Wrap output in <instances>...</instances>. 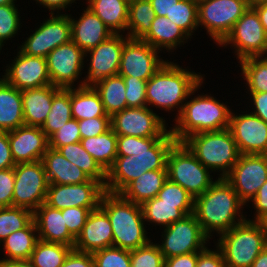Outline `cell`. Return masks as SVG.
Returning <instances> with one entry per match:
<instances>
[{
  "label": "cell",
  "instance_id": "obj_1",
  "mask_svg": "<svg viewBox=\"0 0 267 267\" xmlns=\"http://www.w3.org/2000/svg\"><path fill=\"white\" fill-rule=\"evenodd\" d=\"M244 205L225 178H218L207 191L194 198L193 214L210 238L212 231L221 234L245 221L240 210Z\"/></svg>",
  "mask_w": 267,
  "mask_h": 267
},
{
  "label": "cell",
  "instance_id": "obj_2",
  "mask_svg": "<svg viewBox=\"0 0 267 267\" xmlns=\"http://www.w3.org/2000/svg\"><path fill=\"white\" fill-rule=\"evenodd\" d=\"M203 79L201 75L189 72L176 65V63L174 64L167 60L147 81V106L154 105L155 107L166 109V111L176 107V109H179L177 111L178 117L187 97L189 98L199 89Z\"/></svg>",
  "mask_w": 267,
  "mask_h": 267
},
{
  "label": "cell",
  "instance_id": "obj_3",
  "mask_svg": "<svg viewBox=\"0 0 267 267\" xmlns=\"http://www.w3.org/2000/svg\"><path fill=\"white\" fill-rule=\"evenodd\" d=\"M99 206L109 217L113 246L133 250L148 244L140 204L124 199L120 194L104 192Z\"/></svg>",
  "mask_w": 267,
  "mask_h": 267
},
{
  "label": "cell",
  "instance_id": "obj_4",
  "mask_svg": "<svg viewBox=\"0 0 267 267\" xmlns=\"http://www.w3.org/2000/svg\"><path fill=\"white\" fill-rule=\"evenodd\" d=\"M231 110L214 97L199 95L184 103L177 117L176 126L170 131L176 142L187 137L207 131H219L229 128Z\"/></svg>",
  "mask_w": 267,
  "mask_h": 267
},
{
  "label": "cell",
  "instance_id": "obj_5",
  "mask_svg": "<svg viewBox=\"0 0 267 267\" xmlns=\"http://www.w3.org/2000/svg\"><path fill=\"white\" fill-rule=\"evenodd\" d=\"M209 170L222 171L225 178L241 155L229 128L193 134L182 141Z\"/></svg>",
  "mask_w": 267,
  "mask_h": 267
},
{
  "label": "cell",
  "instance_id": "obj_6",
  "mask_svg": "<svg viewBox=\"0 0 267 267\" xmlns=\"http://www.w3.org/2000/svg\"><path fill=\"white\" fill-rule=\"evenodd\" d=\"M217 247L227 267H250L267 246L262 222L245 220L220 235Z\"/></svg>",
  "mask_w": 267,
  "mask_h": 267
},
{
  "label": "cell",
  "instance_id": "obj_7",
  "mask_svg": "<svg viewBox=\"0 0 267 267\" xmlns=\"http://www.w3.org/2000/svg\"><path fill=\"white\" fill-rule=\"evenodd\" d=\"M167 177L194 198L202 195L214 183L209 170L182 143L176 142L166 160Z\"/></svg>",
  "mask_w": 267,
  "mask_h": 267
},
{
  "label": "cell",
  "instance_id": "obj_8",
  "mask_svg": "<svg viewBox=\"0 0 267 267\" xmlns=\"http://www.w3.org/2000/svg\"><path fill=\"white\" fill-rule=\"evenodd\" d=\"M198 26L220 44L248 10V0H198Z\"/></svg>",
  "mask_w": 267,
  "mask_h": 267
},
{
  "label": "cell",
  "instance_id": "obj_9",
  "mask_svg": "<svg viewBox=\"0 0 267 267\" xmlns=\"http://www.w3.org/2000/svg\"><path fill=\"white\" fill-rule=\"evenodd\" d=\"M14 173L13 206L34 212L45 203L49 186L42 160L17 163Z\"/></svg>",
  "mask_w": 267,
  "mask_h": 267
},
{
  "label": "cell",
  "instance_id": "obj_10",
  "mask_svg": "<svg viewBox=\"0 0 267 267\" xmlns=\"http://www.w3.org/2000/svg\"><path fill=\"white\" fill-rule=\"evenodd\" d=\"M232 44L239 61L267 54V33L257 12L249 7L235 23L231 32L219 44Z\"/></svg>",
  "mask_w": 267,
  "mask_h": 267
},
{
  "label": "cell",
  "instance_id": "obj_11",
  "mask_svg": "<svg viewBox=\"0 0 267 267\" xmlns=\"http://www.w3.org/2000/svg\"><path fill=\"white\" fill-rule=\"evenodd\" d=\"M162 235V245H157L164 259L199 252L206 247V241H209L193 213L165 227Z\"/></svg>",
  "mask_w": 267,
  "mask_h": 267
},
{
  "label": "cell",
  "instance_id": "obj_12",
  "mask_svg": "<svg viewBox=\"0 0 267 267\" xmlns=\"http://www.w3.org/2000/svg\"><path fill=\"white\" fill-rule=\"evenodd\" d=\"M225 180L246 205L267 180V155L241 154Z\"/></svg>",
  "mask_w": 267,
  "mask_h": 267
},
{
  "label": "cell",
  "instance_id": "obj_13",
  "mask_svg": "<svg viewBox=\"0 0 267 267\" xmlns=\"http://www.w3.org/2000/svg\"><path fill=\"white\" fill-rule=\"evenodd\" d=\"M111 128L116 135L163 137L168 131L165 120L148 106L127 107L111 116Z\"/></svg>",
  "mask_w": 267,
  "mask_h": 267
},
{
  "label": "cell",
  "instance_id": "obj_14",
  "mask_svg": "<svg viewBox=\"0 0 267 267\" xmlns=\"http://www.w3.org/2000/svg\"><path fill=\"white\" fill-rule=\"evenodd\" d=\"M113 34L107 40L100 43L85 52L90 55V65L88 75L78 87H95L106 77L118 75L121 53L125 41L129 38L127 35Z\"/></svg>",
  "mask_w": 267,
  "mask_h": 267
},
{
  "label": "cell",
  "instance_id": "obj_15",
  "mask_svg": "<svg viewBox=\"0 0 267 267\" xmlns=\"http://www.w3.org/2000/svg\"><path fill=\"white\" fill-rule=\"evenodd\" d=\"M71 41V20L69 15L51 14L36 31L25 40L20 51L28 56L44 57L55 48Z\"/></svg>",
  "mask_w": 267,
  "mask_h": 267
},
{
  "label": "cell",
  "instance_id": "obj_16",
  "mask_svg": "<svg viewBox=\"0 0 267 267\" xmlns=\"http://www.w3.org/2000/svg\"><path fill=\"white\" fill-rule=\"evenodd\" d=\"M160 52L141 39L128 38L122 49L118 74L148 81L166 62L159 59Z\"/></svg>",
  "mask_w": 267,
  "mask_h": 267
},
{
  "label": "cell",
  "instance_id": "obj_17",
  "mask_svg": "<svg viewBox=\"0 0 267 267\" xmlns=\"http://www.w3.org/2000/svg\"><path fill=\"white\" fill-rule=\"evenodd\" d=\"M85 52L72 40L52 50L46 56L51 84L63 89L73 88L81 75Z\"/></svg>",
  "mask_w": 267,
  "mask_h": 267
},
{
  "label": "cell",
  "instance_id": "obj_18",
  "mask_svg": "<svg viewBox=\"0 0 267 267\" xmlns=\"http://www.w3.org/2000/svg\"><path fill=\"white\" fill-rule=\"evenodd\" d=\"M104 187L89 179L80 184H49L45 204L54 209L68 207H98Z\"/></svg>",
  "mask_w": 267,
  "mask_h": 267
},
{
  "label": "cell",
  "instance_id": "obj_19",
  "mask_svg": "<svg viewBox=\"0 0 267 267\" xmlns=\"http://www.w3.org/2000/svg\"><path fill=\"white\" fill-rule=\"evenodd\" d=\"M229 129L240 154L267 155V123L252 114L233 115Z\"/></svg>",
  "mask_w": 267,
  "mask_h": 267
},
{
  "label": "cell",
  "instance_id": "obj_20",
  "mask_svg": "<svg viewBox=\"0 0 267 267\" xmlns=\"http://www.w3.org/2000/svg\"><path fill=\"white\" fill-rule=\"evenodd\" d=\"M17 54L3 76L8 84L20 91L51 84L46 58L28 56L20 50Z\"/></svg>",
  "mask_w": 267,
  "mask_h": 267
},
{
  "label": "cell",
  "instance_id": "obj_21",
  "mask_svg": "<svg viewBox=\"0 0 267 267\" xmlns=\"http://www.w3.org/2000/svg\"><path fill=\"white\" fill-rule=\"evenodd\" d=\"M8 139L16 164L42 160L49 147V139L41 127H18L8 131Z\"/></svg>",
  "mask_w": 267,
  "mask_h": 267
},
{
  "label": "cell",
  "instance_id": "obj_22",
  "mask_svg": "<svg viewBox=\"0 0 267 267\" xmlns=\"http://www.w3.org/2000/svg\"><path fill=\"white\" fill-rule=\"evenodd\" d=\"M111 246H113L111 223L106 212L98 206L91 210L82 232L76 238L74 250L92 254Z\"/></svg>",
  "mask_w": 267,
  "mask_h": 267
},
{
  "label": "cell",
  "instance_id": "obj_23",
  "mask_svg": "<svg viewBox=\"0 0 267 267\" xmlns=\"http://www.w3.org/2000/svg\"><path fill=\"white\" fill-rule=\"evenodd\" d=\"M71 20V40L84 52L97 47L114 33L105 23L89 8L78 20Z\"/></svg>",
  "mask_w": 267,
  "mask_h": 267
},
{
  "label": "cell",
  "instance_id": "obj_24",
  "mask_svg": "<svg viewBox=\"0 0 267 267\" xmlns=\"http://www.w3.org/2000/svg\"><path fill=\"white\" fill-rule=\"evenodd\" d=\"M38 239L60 243L74 248L76 239L69 233L62 210L54 209L43 203L33 212Z\"/></svg>",
  "mask_w": 267,
  "mask_h": 267
},
{
  "label": "cell",
  "instance_id": "obj_25",
  "mask_svg": "<svg viewBox=\"0 0 267 267\" xmlns=\"http://www.w3.org/2000/svg\"><path fill=\"white\" fill-rule=\"evenodd\" d=\"M60 89L50 84L21 91L26 126L42 127L52 107L53 96Z\"/></svg>",
  "mask_w": 267,
  "mask_h": 267
},
{
  "label": "cell",
  "instance_id": "obj_26",
  "mask_svg": "<svg viewBox=\"0 0 267 267\" xmlns=\"http://www.w3.org/2000/svg\"><path fill=\"white\" fill-rule=\"evenodd\" d=\"M42 162L49 184H80L87 182L90 178L68 161L59 150L48 147L44 153Z\"/></svg>",
  "mask_w": 267,
  "mask_h": 267
},
{
  "label": "cell",
  "instance_id": "obj_27",
  "mask_svg": "<svg viewBox=\"0 0 267 267\" xmlns=\"http://www.w3.org/2000/svg\"><path fill=\"white\" fill-rule=\"evenodd\" d=\"M24 125L21 91L0 78V131Z\"/></svg>",
  "mask_w": 267,
  "mask_h": 267
},
{
  "label": "cell",
  "instance_id": "obj_28",
  "mask_svg": "<svg viewBox=\"0 0 267 267\" xmlns=\"http://www.w3.org/2000/svg\"><path fill=\"white\" fill-rule=\"evenodd\" d=\"M167 179V170L146 171L131 181L119 194L124 199L141 205L156 197Z\"/></svg>",
  "mask_w": 267,
  "mask_h": 267
},
{
  "label": "cell",
  "instance_id": "obj_29",
  "mask_svg": "<svg viewBox=\"0 0 267 267\" xmlns=\"http://www.w3.org/2000/svg\"><path fill=\"white\" fill-rule=\"evenodd\" d=\"M188 38L189 36L177 24L167 17L156 15L150 31L141 40L160 51L162 48L170 51L176 49Z\"/></svg>",
  "mask_w": 267,
  "mask_h": 267
},
{
  "label": "cell",
  "instance_id": "obj_30",
  "mask_svg": "<svg viewBox=\"0 0 267 267\" xmlns=\"http://www.w3.org/2000/svg\"><path fill=\"white\" fill-rule=\"evenodd\" d=\"M144 221L157 223L164 227L170 226L184 216L192 214L194 204H169L157 196L141 204Z\"/></svg>",
  "mask_w": 267,
  "mask_h": 267
},
{
  "label": "cell",
  "instance_id": "obj_31",
  "mask_svg": "<svg viewBox=\"0 0 267 267\" xmlns=\"http://www.w3.org/2000/svg\"><path fill=\"white\" fill-rule=\"evenodd\" d=\"M87 4L114 34H120L121 30L127 29V0H88Z\"/></svg>",
  "mask_w": 267,
  "mask_h": 267
},
{
  "label": "cell",
  "instance_id": "obj_32",
  "mask_svg": "<svg viewBox=\"0 0 267 267\" xmlns=\"http://www.w3.org/2000/svg\"><path fill=\"white\" fill-rule=\"evenodd\" d=\"M71 111L72 117L77 121L95 117H111L106 113L100 95L94 87L71 88Z\"/></svg>",
  "mask_w": 267,
  "mask_h": 267
},
{
  "label": "cell",
  "instance_id": "obj_33",
  "mask_svg": "<svg viewBox=\"0 0 267 267\" xmlns=\"http://www.w3.org/2000/svg\"><path fill=\"white\" fill-rule=\"evenodd\" d=\"M140 176V165L135 156H117L106 172L104 189L119 194L131 181Z\"/></svg>",
  "mask_w": 267,
  "mask_h": 267
},
{
  "label": "cell",
  "instance_id": "obj_34",
  "mask_svg": "<svg viewBox=\"0 0 267 267\" xmlns=\"http://www.w3.org/2000/svg\"><path fill=\"white\" fill-rule=\"evenodd\" d=\"M37 227L34 219L23 229L17 230L2 242L7 257L3 260H29L38 241Z\"/></svg>",
  "mask_w": 267,
  "mask_h": 267
},
{
  "label": "cell",
  "instance_id": "obj_35",
  "mask_svg": "<svg viewBox=\"0 0 267 267\" xmlns=\"http://www.w3.org/2000/svg\"><path fill=\"white\" fill-rule=\"evenodd\" d=\"M80 142L82 147L107 172L117 157V135L112 128L99 136L81 139Z\"/></svg>",
  "mask_w": 267,
  "mask_h": 267
},
{
  "label": "cell",
  "instance_id": "obj_36",
  "mask_svg": "<svg viewBox=\"0 0 267 267\" xmlns=\"http://www.w3.org/2000/svg\"><path fill=\"white\" fill-rule=\"evenodd\" d=\"M94 89L99 93L104 109L109 116L127 108L126 85L122 76L106 77Z\"/></svg>",
  "mask_w": 267,
  "mask_h": 267
},
{
  "label": "cell",
  "instance_id": "obj_37",
  "mask_svg": "<svg viewBox=\"0 0 267 267\" xmlns=\"http://www.w3.org/2000/svg\"><path fill=\"white\" fill-rule=\"evenodd\" d=\"M71 163L79 167L92 180L98 181L103 187L106 182V171L82 147L81 142L71 143L58 149Z\"/></svg>",
  "mask_w": 267,
  "mask_h": 267
},
{
  "label": "cell",
  "instance_id": "obj_38",
  "mask_svg": "<svg viewBox=\"0 0 267 267\" xmlns=\"http://www.w3.org/2000/svg\"><path fill=\"white\" fill-rule=\"evenodd\" d=\"M175 143L176 139L169 130L152 148L142 149L135 154L140 165V176L146 171L167 170V155Z\"/></svg>",
  "mask_w": 267,
  "mask_h": 267
},
{
  "label": "cell",
  "instance_id": "obj_39",
  "mask_svg": "<svg viewBox=\"0 0 267 267\" xmlns=\"http://www.w3.org/2000/svg\"><path fill=\"white\" fill-rule=\"evenodd\" d=\"M72 117L71 88H61L52 99V107L41 129L49 139Z\"/></svg>",
  "mask_w": 267,
  "mask_h": 267
},
{
  "label": "cell",
  "instance_id": "obj_40",
  "mask_svg": "<svg viewBox=\"0 0 267 267\" xmlns=\"http://www.w3.org/2000/svg\"><path fill=\"white\" fill-rule=\"evenodd\" d=\"M127 36L132 39H142L151 28L156 13L149 0H137L129 3Z\"/></svg>",
  "mask_w": 267,
  "mask_h": 267
},
{
  "label": "cell",
  "instance_id": "obj_41",
  "mask_svg": "<svg viewBox=\"0 0 267 267\" xmlns=\"http://www.w3.org/2000/svg\"><path fill=\"white\" fill-rule=\"evenodd\" d=\"M74 248L38 239L29 261L35 267H61Z\"/></svg>",
  "mask_w": 267,
  "mask_h": 267
},
{
  "label": "cell",
  "instance_id": "obj_42",
  "mask_svg": "<svg viewBox=\"0 0 267 267\" xmlns=\"http://www.w3.org/2000/svg\"><path fill=\"white\" fill-rule=\"evenodd\" d=\"M265 56L249 57L239 61L250 92H267V55Z\"/></svg>",
  "mask_w": 267,
  "mask_h": 267
},
{
  "label": "cell",
  "instance_id": "obj_43",
  "mask_svg": "<svg viewBox=\"0 0 267 267\" xmlns=\"http://www.w3.org/2000/svg\"><path fill=\"white\" fill-rule=\"evenodd\" d=\"M32 220L33 212L26 208H0V243L11 233L25 228Z\"/></svg>",
  "mask_w": 267,
  "mask_h": 267
},
{
  "label": "cell",
  "instance_id": "obj_44",
  "mask_svg": "<svg viewBox=\"0 0 267 267\" xmlns=\"http://www.w3.org/2000/svg\"><path fill=\"white\" fill-rule=\"evenodd\" d=\"M165 17L177 24L190 37L198 28L197 0H179Z\"/></svg>",
  "mask_w": 267,
  "mask_h": 267
},
{
  "label": "cell",
  "instance_id": "obj_45",
  "mask_svg": "<svg viewBox=\"0 0 267 267\" xmlns=\"http://www.w3.org/2000/svg\"><path fill=\"white\" fill-rule=\"evenodd\" d=\"M94 267H131L130 250L107 247L92 253Z\"/></svg>",
  "mask_w": 267,
  "mask_h": 267
},
{
  "label": "cell",
  "instance_id": "obj_46",
  "mask_svg": "<svg viewBox=\"0 0 267 267\" xmlns=\"http://www.w3.org/2000/svg\"><path fill=\"white\" fill-rule=\"evenodd\" d=\"M131 267H164L165 259L157 244L149 242L130 250Z\"/></svg>",
  "mask_w": 267,
  "mask_h": 267
},
{
  "label": "cell",
  "instance_id": "obj_47",
  "mask_svg": "<svg viewBox=\"0 0 267 267\" xmlns=\"http://www.w3.org/2000/svg\"><path fill=\"white\" fill-rule=\"evenodd\" d=\"M19 18L15 4L0 5V49L4 40L14 37L20 29Z\"/></svg>",
  "mask_w": 267,
  "mask_h": 267
},
{
  "label": "cell",
  "instance_id": "obj_48",
  "mask_svg": "<svg viewBox=\"0 0 267 267\" xmlns=\"http://www.w3.org/2000/svg\"><path fill=\"white\" fill-rule=\"evenodd\" d=\"M162 137H134L117 135V156H132L142 149L152 148Z\"/></svg>",
  "mask_w": 267,
  "mask_h": 267
},
{
  "label": "cell",
  "instance_id": "obj_49",
  "mask_svg": "<svg viewBox=\"0 0 267 267\" xmlns=\"http://www.w3.org/2000/svg\"><path fill=\"white\" fill-rule=\"evenodd\" d=\"M97 207H68L62 209V216L69 233L76 239L82 232L91 210Z\"/></svg>",
  "mask_w": 267,
  "mask_h": 267
},
{
  "label": "cell",
  "instance_id": "obj_50",
  "mask_svg": "<svg viewBox=\"0 0 267 267\" xmlns=\"http://www.w3.org/2000/svg\"><path fill=\"white\" fill-rule=\"evenodd\" d=\"M78 121L71 118L49 138V147L58 150L60 147L80 142Z\"/></svg>",
  "mask_w": 267,
  "mask_h": 267
},
{
  "label": "cell",
  "instance_id": "obj_51",
  "mask_svg": "<svg viewBox=\"0 0 267 267\" xmlns=\"http://www.w3.org/2000/svg\"><path fill=\"white\" fill-rule=\"evenodd\" d=\"M126 91L125 97L127 107H144L147 106L146 101V85L147 81L135 77H123Z\"/></svg>",
  "mask_w": 267,
  "mask_h": 267
},
{
  "label": "cell",
  "instance_id": "obj_52",
  "mask_svg": "<svg viewBox=\"0 0 267 267\" xmlns=\"http://www.w3.org/2000/svg\"><path fill=\"white\" fill-rule=\"evenodd\" d=\"M158 198L169 204H194V197L177 183L167 179L159 191Z\"/></svg>",
  "mask_w": 267,
  "mask_h": 267
},
{
  "label": "cell",
  "instance_id": "obj_53",
  "mask_svg": "<svg viewBox=\"0 0 267 267\" xmlns=\"http://www.w3.org/2000/svg\"><path fill=\"white\" fill-rule=\"evenodd\" d=\"M81 139L99 136L111 128V117H95L78 121Z\"/></svg>",
  "mask_w": 267,
  "mask_h": 267
},
{
  "label": "cell",
  "instance_id": "obj_54",
  "mask_svg": "<svg viewBox=\"0 0 267 267\" xmlns=\"http://www.w3.org/2000/svg\"><path fill=\"white\" fill-rule=\"evenodd\" d=\"M14 168L0 170V208L13 206Z\"/></svg>",
  "mask_w": 267,
  "mask_h": 267
},
{
  "label": "cell",
  "instance_id": "obj_55",
  "mask_svg": "<svg viewBox=\"0 0 267 267\" xmlns=\"http://www.w3.org/2000/svg\"><path fill=\"white\" fill-rule=\"evenodd\" d=\"M196 267H227L220 249L212 251L205 247L198 252Z\"/></svg>",
  "mask_w": 267,
  "mask_h": 267
},
{
  "label": "cell",
  "instance_id": "obj_56",
  "mask_svg": "<svg viewBox=\"0 0 267 267\" xmlns=\"http://www.w3.org/2000/svg\"><path fill=\"white\" fill-rule=\"evenodd\" d=\"M16 165L8 139V131H0V170L14 168Z\"/></svg>",
  "mask_w": 267,
  "mask_h": 267
},
{
  "label": "cell",
  "instance_id": "obj_57",
  "mask_svg": "<svg viewBox=\"0 0 267 267\" xmlns=\"http://www.w3.org/2000/svg\"><path fill=\"white\" fill-rule=\"evenodd\" d=\"M61 267H94V259L91 253L79 252L73 249Z\"/></svg>",
  "mask_w": 267,
  "mask_h": 267
},
{
  "label": "cell",
  "instance_id": "obj_58",
  "mask_svg": "<svg viewBox=\"0 0 267 267\" xmlns=\"http://www.w3.org/2000/svg\"><path fill=\"white\" fill-rule=\"evenodd\" d=\"M256 209L255 220L261 222L267 216V180L259 188L256 196L251 200Z\"/></svg>",
  "mask_w": 267,
  "mask_h": 267
},
{
  "label": "cell",
  "instance_id": "obj_59",
  "mask_svg": "<svg viewBox=\"0 0 267 267\" xmlns=\"http://www.w3.org/2000/svg\"><path fill=\"white\" fill-rule=\"evenodd\" d=\"M198 252L182 254L165 259L164 267H196Z\"/></svg>",
  "mask_w": 267,
  "mask_h": 267
},
{
  "label": "cell",
  "instance_id": "obj_60",
  "mask_svg": "<svg viewBox=\"0 0 267 267\" xmlns=\"http://www.w3.org/2000/svg\"><path fill=\"white\" fill-rule=\"evenodd\" d=\"M250 95L255 105V110L251 113L267 123V92H250Z\"/></svg>",
  "mask_w": 267,
  "mask_h": 267
},
{
  "label": "cell",
  "instance_id": "obj_61",
  "mask_svg": "<svg viewBox=\"0 0 267 267\" xmlns=\"http://www.w3.org/2000/svg\"><path fill=\"white\" fill-rule=\"evenodd\" d=\"M158 16H166L179 0H149Z\"/></svg>",
  "mask_w": 267,
  "mask_h": 267
},
{
  "label": "cell",
  "instance_id": "obj_62",
  "mask_svg": "<svg viewBox=\"0 0 267 267\" xmlns=\"http://www.w3.org/2000/svg\"><path fill=\"white\" fill-rule=\"evenodd\" d=\"M41 5L51 10L50 14H54L56 10H63L67 8V5L72 4L75 0H36Z\"/></svg>",
  "mask_w": 267,
  "mask_h": 267
},
{
  "label": "cell",
  "instance_id": "obj_63",
  "mask_svg": "<svg viewBox=\"0 0 267 267\" xmlns=\"http://www.w3.org/2000/svg\"><path fill=\"white\" fill-rule=\"evenodd\" d=\"M0 267H35L29 260H0Z\"/></svg>",
  "mask_w": 267,
  "mask_h": 267
},
{
  "label": "cell",
  "instance_id": "obj_64",
  "mask_svg": "<svg viewBox=\"0 0 267 267\" xmlns=\"http://www.w3.org/2000/svg\"><path fill=\"white\" fill-rule=\"evenodd\" d=\"M258 14L261 24L267 33V3L252 7Z\"/></svg>",
  "mask_w": 267,
  "mask_h": 267
},
{
  "label": "cell",
  "instance_id": "obj_65",
  "mask_svg": "<svg viewBox=\"0 0 267 267\" xmlns=\"http://www.w3.org/2000/svg\"><path fill=\"white\" fill-rule=\"evenodd\" d=\"M250 267H267V246L260 252Z\"/></svg>",
  "mask_w": 267,
  "mask_h": 267
},
{
  "label": "cell",
  "instance_id": "obj_66",
  "mask_svg": "<svg viewBox=\"0 0 267 267\" xmlns=\"http://www.w3.org/2000/svg\"><path fill=\"white\" fill-rule=\"evenodd\" d=\"M248 2H249V6L253 7L259 4L267 3V0H248Z\"/></svg>",
  "mask_w": 267,
  "mask_h": 267
},
{
  "label": "cell",
  "instance_id": "obj_67",
  "mask_svg": "<svg viewBox=\"0 0 267 267\" xmlns=\"http://www.w3.org/2000/svg\"><path fill=\"white\" fill-rule=\"evenodd\" d=\"M15 0H0V5L14 4Z\"/></svg>",
  "mask_w": 267,
  "mask_h": 267
},
{
  "label": "cell",
  "instance_id": "obj_68",
  "mask_svg": "<svg viewBox=\"0 0 267 267\" xmlns=\"http://www.w3.org/2000/svg\"><path fill=\"white\" fill-rule=\"evenodd\" d=\"M261 222H262V224L264 226V229H265V231L267 233V216Z\"/></svg>",
  "mask_w": 267,
  "mask_h": 267
},
{
  "label": "cell",
  "instance_id": "obj_69",
  "mask_svg": "<svg viewBox=\"0 0 267 267\" xmlns=\"http://www.w3.org/2000/svg\"><path fill=\"white\" fill-rule=\"evenodd\" d=\"M127 1L130 3V2H133V1H137V0H127Z\"/></svg>",
  "mask_w": 267,
  "mask_h": 267
}]
</instances>
